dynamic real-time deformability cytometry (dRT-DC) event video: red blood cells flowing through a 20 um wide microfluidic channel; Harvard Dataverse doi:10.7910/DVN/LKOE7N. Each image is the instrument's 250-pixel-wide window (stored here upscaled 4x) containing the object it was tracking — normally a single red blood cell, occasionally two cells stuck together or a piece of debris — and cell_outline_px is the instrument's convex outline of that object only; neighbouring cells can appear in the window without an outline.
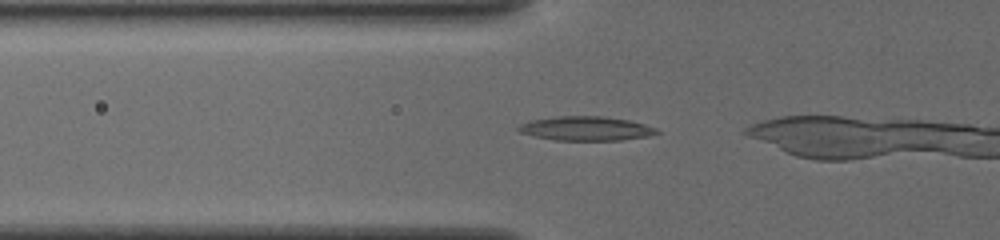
{"species": "common noctule bat (a hibernating species)", "species_latin": "Nyctalus noctula", "temperature_condition": "cold", "stored_images_in_passage": 19, "camera_frame_rate_fps": 3000, "um_per_image_px": 0.085, "animal": {"sex": "female", "body_mass_g": 19.5, "forearm_length_mm": 54.1}, "frame": {"image": 1, "passage_image": 11, "time_ms": 3.333, "image_size_px": [1000, 240], "cell_outline_px": [[660, 132], [648, 136], [620, 140], [556, 140], [536, 136], [520, 132], [516, 128], [520, 124], [528, 120], [556, 116], [600, 116], [628, 120], [644, 124], [656, 128]], "centroid_in_image_um": [49.78, 10.91], "position_along_channel_um": 76.0, "area_um2": 19.36}}
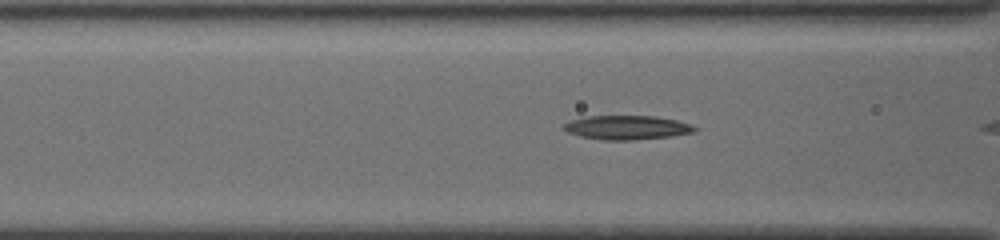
{"frame": {"image": 2, "passage_image": 14, "time_ms": 4.333, "image_size_px": [1000, 240], "cell_outline_px": [[696, 132], [672, 136], [636, 140], [600, 140], [580, 136], [568, 132], [560, 128], [564, 124], [572, 120], [588, 116], [656, 116], [676, 120], [692, 124], [696, 128]], "centroid_in_image_um": [53.3, 10.84], "position_along_channel_um": 113.3, "area_um2": 18.5}}